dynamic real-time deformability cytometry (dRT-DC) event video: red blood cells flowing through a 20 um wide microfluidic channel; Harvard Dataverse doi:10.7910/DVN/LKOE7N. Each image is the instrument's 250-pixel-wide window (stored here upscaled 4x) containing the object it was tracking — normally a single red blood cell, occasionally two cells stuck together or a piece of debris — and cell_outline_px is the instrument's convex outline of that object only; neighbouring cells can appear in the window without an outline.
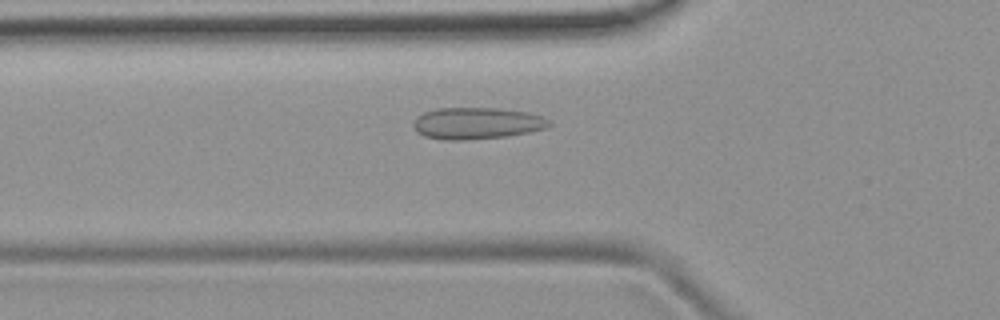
{"species": "common noctule bat (a hibernating species)", "species_latin": "Nyctalus noctula", "temperature_condition": "room temperature", "stored_images_in_passage": 44, "camera_frame_rate_fps": 3000, "um_per_image_px": 0.085, "animal": {"sex": "female", "body_mass_g": 19.9}, "frame": {"image": 1, "passage_image": 11, "time_ms": 3.333, "image_size_px": [1000, 320], "cell_outline_px": [[552, 124], [548, 128], [508, 136], [464, 140], [444, 140], [424, 136], [416, 132], [412, 128], [412, 124], [416, 116], [424, 112], [436, 108], [500, 108], [528, 112], [544, 116], [552, 120]], "centroid_in_image_um": [40.54, 10.47], "position_along_channel_um": 85.3, "area_um2": 25.55}}
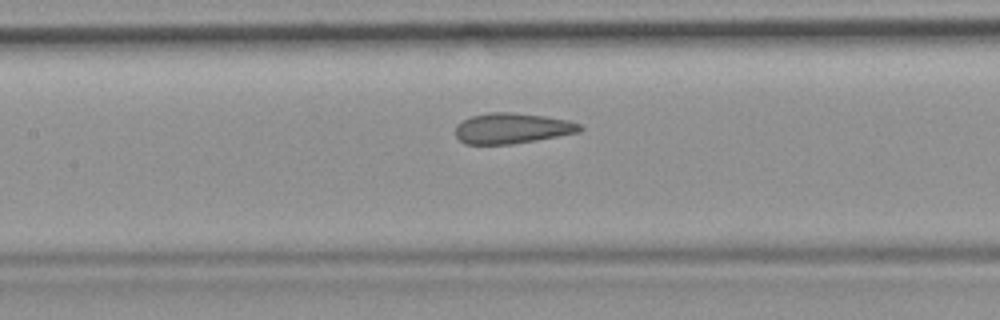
{"frame": {"image": 2, "passage_image": 17, "time_ms": 5.333, "image_size_px": [1000, 320], "cell_outline_px": [[584, 128], [580, 132], [536, 140], [512, 144], [464, 144], [456, 136], [456, 124], [472, 116], [488, 112], [512, 112], [544, 116], [568, 120], [580, 124]], "centroid_in_image_um": [43.53, 10.9], "position_along_channel_um": 163.9, "area_um2": 22.14}}
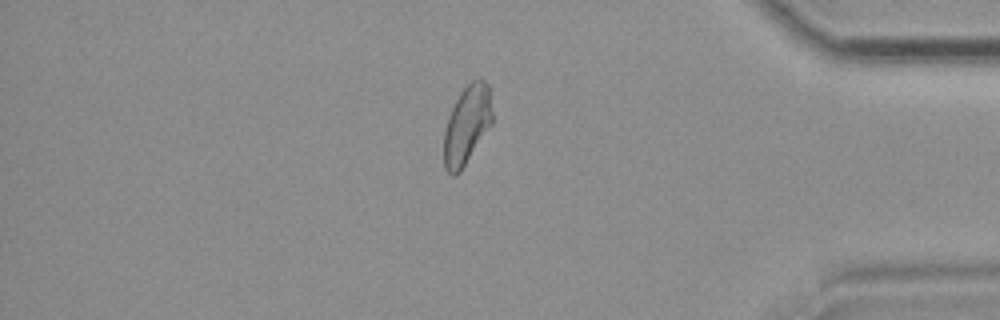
{"frame": {"image": 3, "passage_image": 37, "time_ms": 12.0, "image_size_px": [1000, 320], "cell_outline_px": [[492, 124], [460, 172], [456, 176], [452, 176], [444, 168], [444, 132], [448, 116], [460, 92], [472, 80], [480, 76], [488, 84], [492, 112]], "centroid_in_image_um": [39.68, 10.62], "position_along_channel_um": 395.5, "area_um2": 22.25}, "authors_computed_cell_mechanics": {"area_um2": 22.5998, "velocity_mm_per_s": 3.9081, "shape_relaxation_time_tau1_ms": null, "shape_relaxation_time_tau2_ms": 1.0399, "deformation_change_tau1": null, "deformation_change_tau2": 0.0848}}